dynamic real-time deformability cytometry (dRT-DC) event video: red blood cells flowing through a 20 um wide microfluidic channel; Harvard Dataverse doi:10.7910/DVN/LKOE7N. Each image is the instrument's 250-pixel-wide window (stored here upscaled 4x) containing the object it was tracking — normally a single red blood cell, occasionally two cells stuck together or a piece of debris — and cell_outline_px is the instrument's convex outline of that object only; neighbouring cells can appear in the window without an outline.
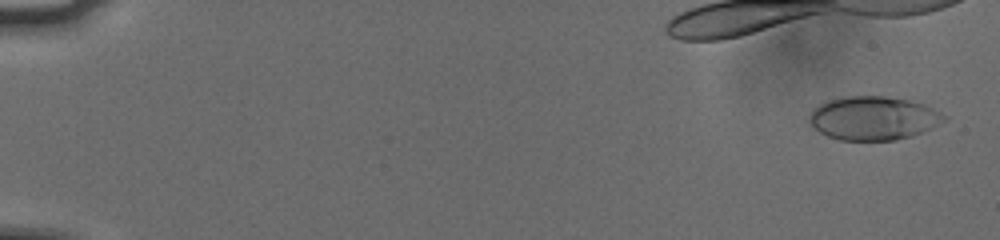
{"species": "human", "species_latin": "Homo sapiens", "temperature_condition": "cold", "stored_images_in_passage": 46, "camera_frame_rate_fps": 3000, "um_per_image_px": 0.085, "donor": {"sex": "male"}, "frame": {"image": 1, "passage_image": 2, "time_ms": 0.333, "image_size_px": [1000, 240], "cell_outline_px": [[948, 120], [912, 136], [896, 140], [840, 140], [828, 136], [820, 132], [808, 120], [808, 116], [812, 108], [824, 100], [844, 96], [884, 96], [908, 100], [924, 104], [948, 116]], "centroid_in_image_um": [74.22, 10.03], "position_along_channel_um": 10.8, "area_um2": 34.51}}
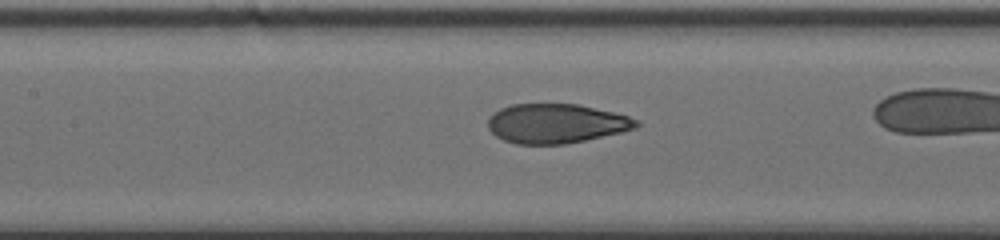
{"frame": {"image": 2, "passage_image": 28, "time_ms": 9.0, "image_size_px": [1000, 240], "cell_outline_px": [[640, 124], [636, 128], [624, 132], [564, 144], [516, 144], [504, 140], [496, 136], [488, 128], [488, 120], [500, 108], [512, 104], [576, 104], [612, 112], [628, 116], [636, 120]], "centroid_in_image_um": [47.27, 10.5], "position_along_channel_um": 160.1, "area_um2": 33.81}}
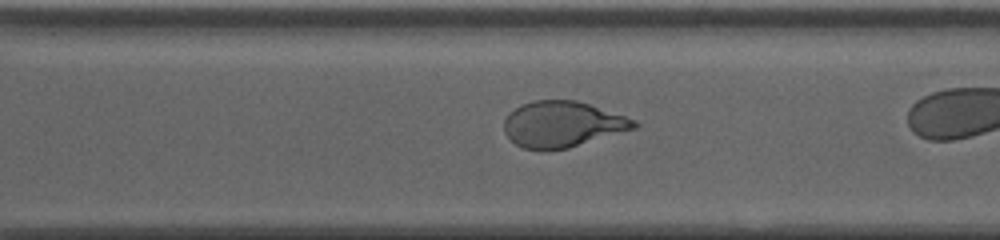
{"frame": {"image": 3, "passage_image": 41, "time_ms": 13.333, "image_size_px": [1000, 240], "cell_outline_px": [[640, 124], [636, 128], [568, 148], [524, 148], [516, 144], [504, 132], [504, 120], [516, 108], [532, 100], [576, 100], [636, 120]], "centroid_in_image_um": [47.83, 10.54], "position_along_channel_um": 322.8, "area_um2": 33.99}}